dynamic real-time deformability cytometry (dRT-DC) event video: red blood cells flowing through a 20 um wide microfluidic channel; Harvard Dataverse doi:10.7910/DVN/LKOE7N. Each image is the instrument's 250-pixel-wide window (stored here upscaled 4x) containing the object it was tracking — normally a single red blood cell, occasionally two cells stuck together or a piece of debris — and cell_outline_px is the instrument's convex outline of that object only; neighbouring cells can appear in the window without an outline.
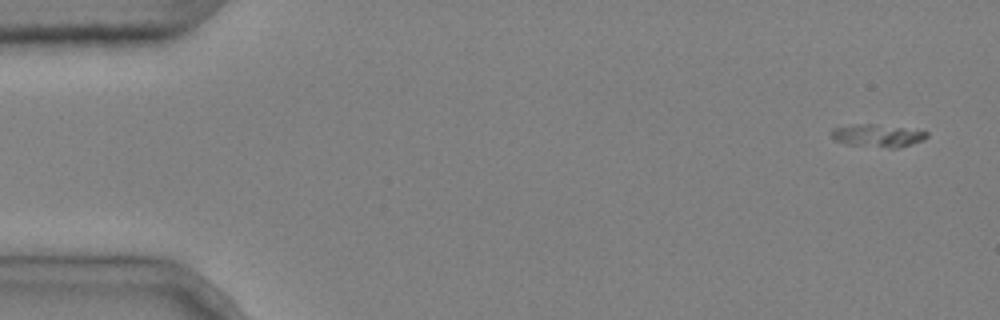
{"species": "common noctule bat (a hibernating species)", "species_latin": "Nyctalus noctula", "temperature_condition": "cold", "stored_images_in_passage": 4, "camera_frame_rate_fps": 3000, "um_per_image_px": 0.085, "animal": {"sex": "male", "body_mass_g": 20.4}, "frame": {"image": 1, "passage_image": 1, "time_ms": 0.0, "image_size_px": [1000, 320], "cell_outline_px": [[928, 136], [924, 140], [912, 144], [896, 148], [892, 148], [844, 144], [836, 140], [832, 136], [832, 128], [856, 124], [872, 124], [904, 128], [928, 132]], "centroid_in_image_um": [74.6, 11.53], "position_along_channel_um": 10.4, "area_um2": 12.43}}